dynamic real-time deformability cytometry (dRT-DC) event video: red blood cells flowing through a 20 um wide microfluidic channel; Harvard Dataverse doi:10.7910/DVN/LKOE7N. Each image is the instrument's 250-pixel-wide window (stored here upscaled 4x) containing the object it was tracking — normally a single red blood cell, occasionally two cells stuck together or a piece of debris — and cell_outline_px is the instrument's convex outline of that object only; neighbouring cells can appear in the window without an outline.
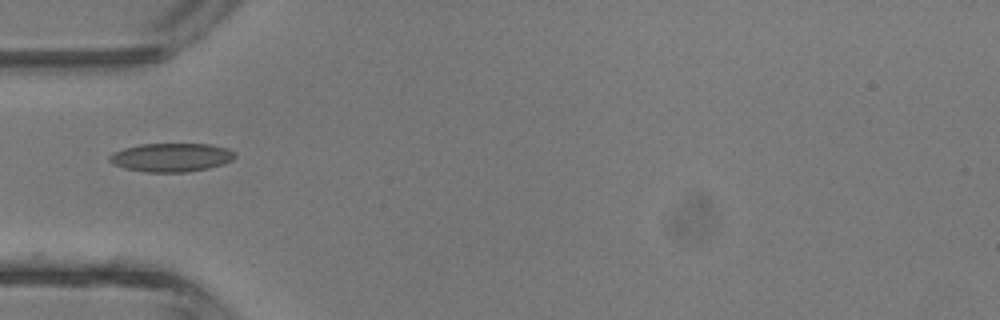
{"species": "common noctule bat (a hibernating species)", "species_latin": "Nyctalus noctula", "temperature_condition": "room temperature", "stored_images_in_passage": 5, "camera_frame_rate_fps": 3000, "um_per_image_px": 0.085, "animal": {"sex": "male", "body_mass_g": 13.3}, "frame": {"image": 1, "passage_image": 4, "time_ms": 3.667, "image_size_px": [1000, 320], "cell_outline_px": [[236, 156], [232, 160], [224, 164], [208, 168], [188, 172], [144, 172], [124, 168], [108, 160], [108, 156], [112, 152], [124, 148], [140, 144], [208, 144], [228, 148], [236, 152]], "centroid_in_image_um": [14.57, 13.38], "position_along_channel_um": 70.4, "area_um2": 21.04}}
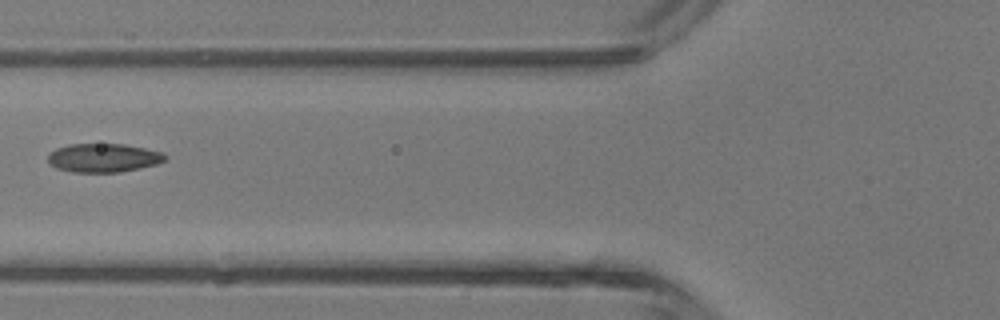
{"frame": {"image": 2, "passage_image": 5, "time_ms": 4.667, "image_size_px": [1000, 320], "cell_outline_px": [[168, 156], [164, 160], [156, 164], [140, 168], [120, 172], [72, 172], [56, 168], [48, 164], [48, 156], [56, 148], [68, 144], [124, 144], [164, 152]], "centroid_in_image_um": [8.79, 13.41], "position_along_channel_um": 117.0, "area_um2": 19.65}}